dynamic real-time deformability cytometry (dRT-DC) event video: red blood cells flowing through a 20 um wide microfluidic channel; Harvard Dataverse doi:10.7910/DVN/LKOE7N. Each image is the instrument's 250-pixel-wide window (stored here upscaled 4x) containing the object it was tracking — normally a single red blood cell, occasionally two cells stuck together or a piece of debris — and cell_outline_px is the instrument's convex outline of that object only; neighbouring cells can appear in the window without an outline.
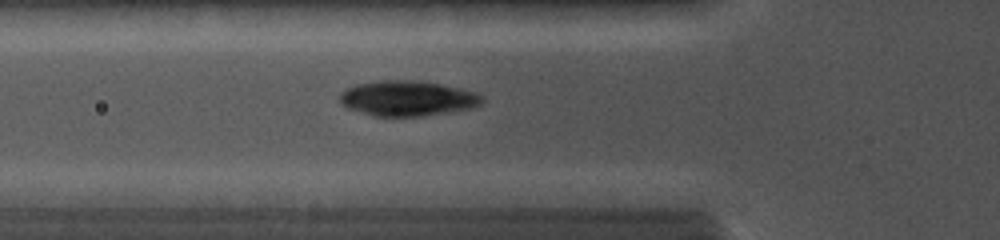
{"species": "common noctule bat (a hibernating species)", "species_latin": "Nyctalus noctula", "temperature_condition": "cold", "stored_images_in_passage": 29, "camera_frame_rate_fps": 5000, "um_per_image_px": 0.085, "animal": {"sex": "female", "body_mass_g": 19.0, "forearm_length_mm": 56.7}, "frame": {"image": 1, "passage_image": 5, "time_ms": 1.8, "image_size_px": [1000, 240], "cell_outline_px": [[484, 100], [480, 104], [472, 108], [452, 112], [424, 116], [372, 116], [348, 108], [340, 104], [340, 92], [344, 88], [356, 84], [380, 80], [420, 80], [460, 88], [476, 92], [484, 96]], "centroid_in_image_um": [34.63, 8.36], "position_along_channel_um": 91.2, "area_um2": 29.65}}
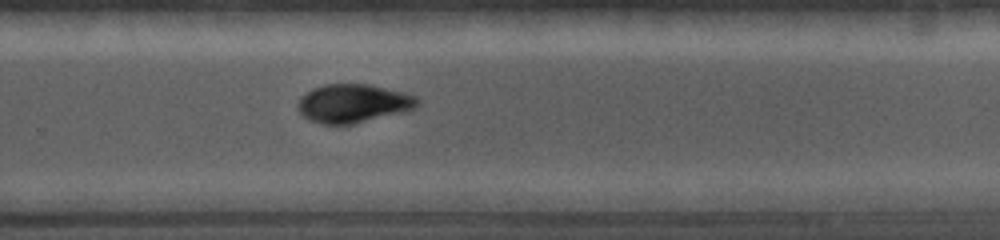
{"frame": {"image": 2, "passage_image": 17, "time_ms": 6.6, "image_size_px": [1000, 240], "cell_outline_px": [[420, 104], [416, 108], [408, 112], [352, 124], [324, 124], [308, 120], [296, 108], [296, 104], [312, 88], [324, 84], [372, 84], [404, 92], [416, 96], [420, 100]], "centroid_in_image_um": [30.09, 8.79], "position_along_channel_um": 299.7, "area_um2": 27.22}}
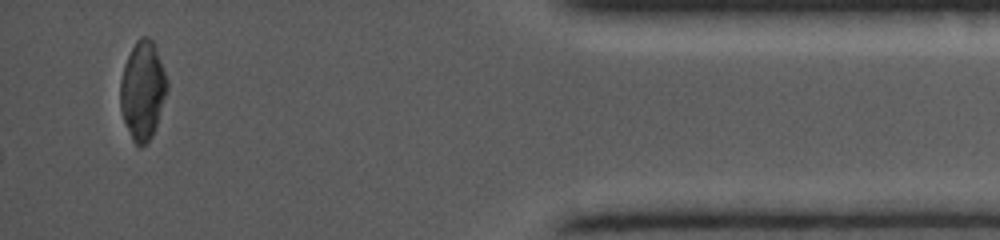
{"frame": {"image": 3, "passage_image": 29, "time_ms": 10.4, "image_size_px": [1000, 240], "cell_outline_px": [[168, 88], [156, 128], [152, 136], [140, 148], [132, 140], [124, 120], [120, 108], [120, 80], [124, 64], [136, 40], [140, 36], [148, 36], [152, 40], [156, 48], [168, 80]], "centroid_in_image_um": [12.13, 7.67], "position_along_channel_um": 423.1, "area_um2": 26.93}}